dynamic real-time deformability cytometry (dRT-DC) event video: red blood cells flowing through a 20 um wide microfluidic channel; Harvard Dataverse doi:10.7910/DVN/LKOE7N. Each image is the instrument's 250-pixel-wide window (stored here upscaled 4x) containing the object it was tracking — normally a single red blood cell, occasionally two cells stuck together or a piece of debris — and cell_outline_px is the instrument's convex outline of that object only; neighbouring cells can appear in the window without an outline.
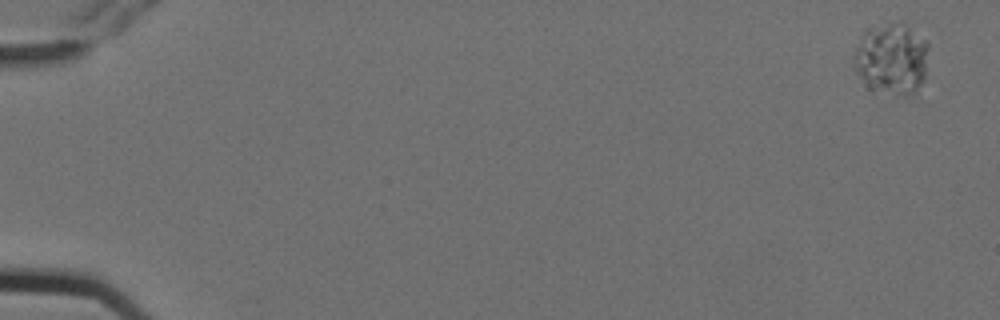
{"species": "Egyptian fruit bat (a non-hibernating species)", "species_latin": "Rousettus aegyptiacus", "temperature_condition": "cold", "stored_images_in_passage": 3, "camera_frame_rate_fps": 3000, "um_per_image_px": 0.085, "animal": {"sex": "female"}, "frame": {"image": 1, "passage_image": 1, "time_ms": 0.0, "image_size_px": [1000, 320], "cell_outline_px": [[928, 48], [924, 80], [916, 96], [896, 96], [868, 88], [860, 76], [856, 68], [856, 48], [864, 32], [868, 28], [888, 20], [900, 20], [928, 40]], "centroid_in_image_um": [75.86, 4.98], "position_along_channel_um": 9.1, "area_um2": 31.79}}